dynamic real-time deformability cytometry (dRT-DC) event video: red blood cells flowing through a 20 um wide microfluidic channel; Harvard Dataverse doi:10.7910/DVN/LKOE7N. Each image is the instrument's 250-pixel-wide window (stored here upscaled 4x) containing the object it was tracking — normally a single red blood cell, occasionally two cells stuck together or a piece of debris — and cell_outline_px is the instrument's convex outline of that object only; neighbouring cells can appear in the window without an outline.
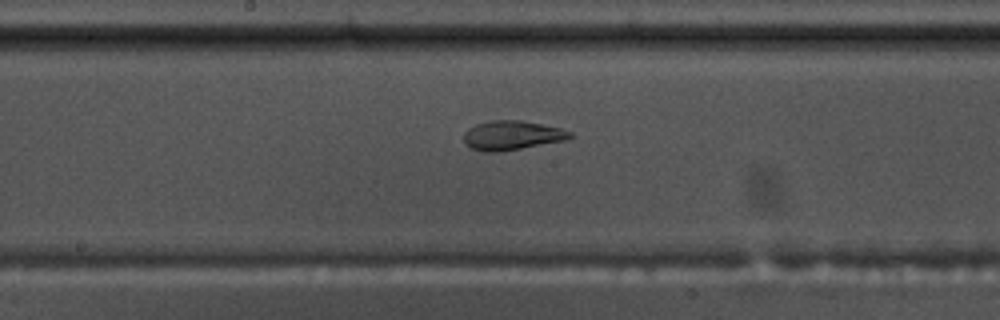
{"species": "common noctule bat (a hibernating species)", "species_latin": "Nyctalus noctula", "temperature_condition": "warm", "stored_images_in_passage": 43, "camera_frame_rate_fps": 3000, "um_per_image_px": 0.085, "animal": {"sex": "male", "body_mass_g": 17.5, "forearm_length_mm": 52.3}, "frame": {"image": 1, "passage_image": 18, "time_ms": 5.667, "image_size_px": [1000, 320], "cell_outline_px": [[572, 136], [564, 140], [500, 152], [484, 152], [472, 148], [464, 140], [464, 132], [468, 128], [476, 124], [492, 120], [520, 120], [560, 128], [572, 132]], "centroid_in_image_um": [43.49, 11.5], "position_along_channel_um": 204.7, "area_um2": 17.86}}
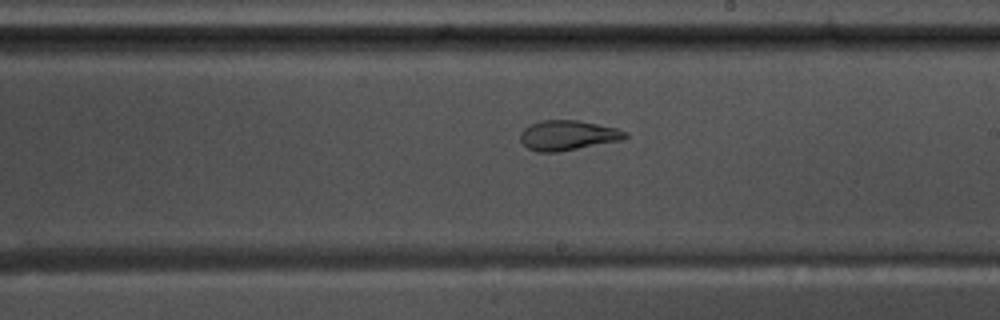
{"frame": {"image": 2, "passage_image": 21, "time_ms": 6.667, "image_size_px": [1000, 320], "cell_outline_px": [[628, 136], [624, 140], [560, 152], [536, 152], [528, 148], [520, 140], [520, 132], [524, 128], [540, 120], [580, 120], [616, 128], [628, 132]], "centroid_in_image_um": [48.29, 11.51], "position_along_channel_um": 240.7, "area_um2": 18.55}}
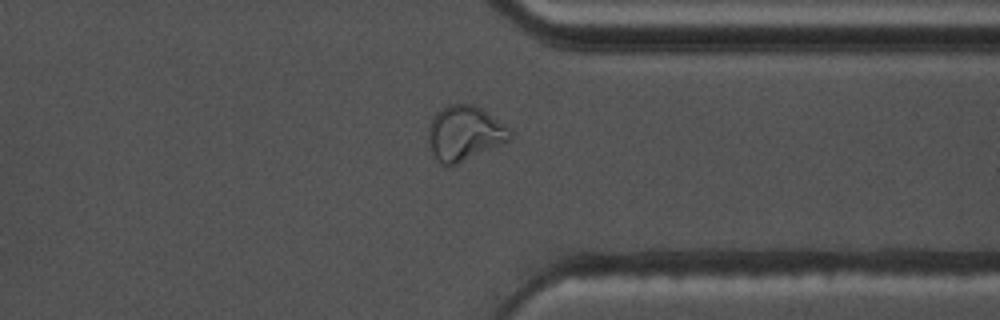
{"frame": {"image": 3, "passage_image": 32, "time_ms": 10.333, "image_size_px": [1000, 320], "cell_outline_px": [[512, 136], [508, 140], [456, 164], [440, 164], [436, 160], [428, 148], [428, 128], [436, 112], [448, 104], [476, 104], [512, 128]], "centroid_in_image_um": [39.47, 11.29], "position_along_channel_um": 371.9, "area_um2": 26.13}}